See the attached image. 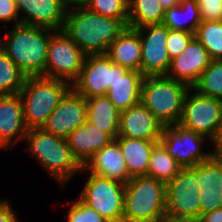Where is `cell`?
<instances>
[{
	"label": "cell",
	"instance_id": "cell-18",
	"mask_svg": "<svg viewBox=\"0 0 222 222\" xmlns=\"http://www.w3.org/2000/svg\"><path fill=\"white\" fill-rule=\"evenodd\" d=\"M27 130L19 94L0 95V148L25 140Z\"/></svg>",
	"mask_w": 222,
	"mask_h": 222
},
{
	"label": "cell",
	"instance_id": "cell-40",
	"mask_svg": "<svg viewBox=\"0 0 222 222\" xmlns=\"http://www.w3.org/2000/svg\"><path fill=\"white\" fill-rule=\"evenodd\" d=\"M212 146L214 148V154L220 155L222 153V121L216 138L214 139Z\"/></svg>",
	"mask_w": 222,
	"mask_h": 222
},
{
	"label": "cell",
	"instance_id": "cell-39",
	"mask_svg": "<svg viewBox=\"0 0 222 222\" xmlns=\"http://www.w3.org/2000/svg\"><path fill=\"white\" fill-rule=\"evenodd\" d=\"M200 218L203 222H222V208L206 212Z\"/></svg>",
	"mask_w": 222,
	"mask_h": 222
},
{
	"label": "cell",
	"instance_id": "cell-21",
	"mask_svg": "<svg viewBox=\"0 0 222 222\" xmlns=\"http://www.w3.org/2000/svg\"><path fill=\"white\" fill-rule=\"evenodd\" d=\"M68 146L78 161L84 165L97 151L108 145L114 139L86 121L67 138Z\"/></svg>",
	"mask_w": 222,
	"mask_h": 222
},
{
	"label": "cell",
	"instance_id": "cell-20",
	"mask_svg": "<svg viewBox=\"0 0 222 222\" xmlns=\"http://www.w3.org/2000/svg\"><path fill=\"white\" fill-rule=\"evenodd\" d=\"M144 75L139 71L127 70L118 65V77L110 85L106 96L120 110H126L141 101V87Z\"/></svg>",
	"mask_w": 222,
	"mask_h": 222
},
{
	"label": "cell",
	"instance_id": "cell-30",
	"mask_svg": "<svg viewBox=\"0 0 222 222\" xmlns=\"http://www.w3.org/2000/svg\"><path fill=\"white\" fill-rule=\"evenodd\" d=\"M192 88L201 95L222 100V60H211Z\"/></svg>",
	"mask_w": 222,
	"mask_h": 222
},
{
	"label": "cell",
	"instance_id": "cell-38",
	"mask_svg": "<svg viewBox=\"0 0 222 222\" xmlns=\"http://www.w3.org/2000/svg\"><path fill=\"white\" fill-rule=\"evenodd\" d=\"M11 203L5 200H0V222H20Z\"/></svg>",
	"mask_w": 222,
	"mask_h": 222
},
{
	"label": "cell",
	"instance_id": "cell-27",
	"mask_svg": "<svg viewBox=\"0 0 222 222\" xmlns=\"http://www.w3.org/2000/svg\"><path fill=\"white\" fill-rule=\"evenodd\" d=\"M182 169L161 142H158L152 149L147 176L155 178L167 184Z\"/></svg>",
	"mask_w": 222,
	"mask_h": 222
},
{
	"label": "cell",
	"instance_id": "cell-23",
	"mask_svg": "<svg viewBox=\"0 0 222 222\" xmlns=\"http://www.w3.org/2000/svg\"><path fill=\"white\" fill-rule=\"evenodd\" d=\"M123 154L129 176H147L150 155L153 147L160 141L137 138L116 137Z\"/></svg>",
	"mask_w": 222,
	"mask_h": 222
},
{
	"label": "cell",
	"instance_id": "cell-3",
	"mask_svg": "<svg viewBox=\"0 0 222 222\" xmlns=\"http://www.w3.org/2000/svg\"><path fill=\"white\" fill-rule=\"evenodd\" d=\"M25 141L28 143L25 150L32 154L62 188L66 187L65 184L70 178L83 171V165L73 155L67 139L48 133L42 128H32L27 130Z\"/></svg>",
	"mask_w": 222,
	"mask_h": 222
},
{
	"label": "cell",
	"instance_id": "cell-33",
	"mask_svg": "<svg viewBox=\"0 0 222 222\" xmlns=\"http://www.w3.org/2000/svg\"><path fill=\"white\" fill-rule=\"evenodd\" d=\"M67 222H107L80 198L69 206Z\"/></svg>",
	"mask_w": 222,
	"mask_h": 222
},
{
	"label": "cell",
	"instance_id": "cell-44",
	"mask_svg": "<svg viewBox=\"0 0 222 222\" xmlns=\"http://www.w3.org/2000/svg\"><path fill=\"white\" fill-rule=\"evenodd\" d=\"M159 222H178V221H171V220L164 219V220H161Z\"/></svg>",
	"mask_w": 222,
	"mask_h": 222
},
{
	"label": "cell",
	"instance_id": "cell-32",
	"mask_svg": "<svg viewBox=\"0 0 222 222\" xmlns=\"http://www.w3.org/2000/svg\"><path fill=\"white\" fill-rule=\"evenodd\" d=\"M85 7L102 16L120 20L128 27V0H89Z\"/></svg>",
	"mask_w": 222,
	"mask_h": 222
},
{
	"label": "cell",
	"instance_id": "cell-1",
	"mask_svg": "<svg viewBox=\"0 0 222 222\" xmlns=\"http://www.w3.org/2000/svg\"><path fill=\"white\" fill-rule=\"evenodd\" d=\"M126 28L120 21L90 11L85 6L66 10L63 31L86 55L106 54Z\"/></svg>",
	"mask_w": 222,
	"mask_h": 222
},
{
	"label": "cell",
	"instance_id": "cell-12",
	"mask_svg": "<svg viewBox=\"0 0 222 222\" xmlns=\"http://www.w3.org/2000/svg\"><path fill=\"white\" fill-rule=\"evenodd\" d=\"M141 41V73L144 76H166L171 58L167 49L169 29L163 24L136 28Z\"/></svg>",
	"mask_w": 222,
	"mask_h": 222
},
{
	"label": "cell",
	"instance_id": "cell-4",
	"mask_svg": "<svg viewBox=\"0 0 222 222\" xmlns=\"http://www.w3.org/2000/svg\"><path fill=\"white\" fill-rule=\"evenodd\" d=\"M166 219V184L149 176L132 177L124 190L123 222Z\"/></svg>",
	"mask_w": 222,
	"mask_h": 222
},
{
	"label": "cell",
	"instance_id": "cell-31",
	"mask_svg": "<svg viewBox=\"0 0 222 222\" xmlns=\"http://www.w3.org/2000/svg\"><path fill=\"white\" fill-rule=\"evenodd\" d=\"M26 76L18 66L1 50L0 52V95L18 94Z\"/></svg>",
	"mask_w": 222,
	"mask_h": 222
},
{
	"label": "cell",
	"instance_id": "cell-35",
	"mask_svg": "<svg viewBox=\"0 0 222 222\" xmlns=\"http://www.w3.org/2000/svg\"><path fill=\"white\" fill-rule=\"evenodd\" d=\"M200 217L206 212L222 208V189H200Z\"/></svg>",
	"mask_w": 222,
	"mask_h": 222
},
{
	"label": "cell",
	"instance_id": "cell-25",
	"mask_svg": "<svg viewBox=\"0 0 222 222\" xmlns=\"http://www.w3.org/2000/svg\"><path fill=\"white\" fill-rule=\"evenodd\" d=\"M201 22L202 20L197 2L195 0H181L180 5L165 9L162 24L170 30L185 31L195 34Z\"/></svg>",
	"mask_w": 222,
	"mask_h": 222
},
{
	"label": "cell",
	"instance_id": "cell-22",
	"mask_svg": "<svg viewBox=\"0 0 222 222\" xmlns=\"http://www.w3.org/2000/svg\"><path fill=\"white\" fill-rule=\"evenodd\" d=\"M106 55L114 64L120 65L127 70L141 72V41L138 31L126 27L112 42Z\"/></svg>",
	"mask_w": 222,
	"mask_h": 222
},
{
	"label": "cell",
	"instance_id": "cell-42",
	"mask_svg": "<svg viewBox=\"0 0 222 222\" xmlns=\"http://www.w3.org/2000/svg\"><path fill=\"white\" fill-rule=\"evenodd\" d=\"M162 8L165 10L167 8L175 7L180 5L181 0H159Z\"/></svg>",
	"mask_w": 222,
	"mask_h": 222
},
{
	"label": "cell",
	"instance_id": "cell-24",
	"mask_svg": "<svg viewBox=\"0 0 222 222\" xmlns=\"http://www.w3.org/2000/svg\"><path fill=\"white\" fill-rule=\"evenodd\" d=\"M87 121L113 139L118 136L120 125V110L106 95L86 99Z\"/></svg>",
	"mask_w": 222,
	"mask_h": 222
},
{
	"label": "cell",
	"instance_id": "cell-37",
	"mask_svg": "<svg viewBox=\"0 0 222 222\" xmlns=\"http://www.w3.org/2000/svg\"><path fill=\"white\" fill-rule=\"evenodd\" d=\"M17 3L13 0H0V21H15L13 25L20 24Z\"/></svg>",
	"mask_w": 222,
	"mask_h": 222
},
{
	"label": "cell",
	"instance_id": "cell-13",
	"mask_svg": "<svg viewBox=\"0 0 222 222\" xmlns=\"http://www.w3.org/2000/svg\"><path fill=\"white\" fill-rule=\"evenodd\" d=\"M118 77V65L106 54L86 55L80 76L72 87L84 98L106 95Z\"/></svg>",
	"mask_w": 222,
	"mask_h": 222
},
{
	"label": "cell",
	"instance_id": "cell-43",
	"mask_svg": "<svg viewBox=\"0 0 222 222\" xmlns=\"http://www.w3.org/2000/svg\"><path fill=\"white\" fill-rule=\"evenodd\" d=\"M178 222H203V220L199 218H186V219H181Z\"/></svg>",
	"mask_w": 222,
	"mask_h": 222
},
{
	"label": "cell",
	"instance_id": "cell-17",
	"mask_svg": "<svg viewBox=\"0 0 222 222\" xmlns=\"http://www.w3.org/2000/svg\"><path fill=\"white\" fill-rule=\"evenodd\" d=\"M20 24L62 30L67 8L61 0H20L17 3Z\"/></svg>",
	"mask_w": 222,
	"mask_h": 222
},
{
	"label": "cell",
	"instance_id": "cell-9",
	"mask_svg": "<svg viewBox=\"0 0 222 222\" xmlns=\"http://www.w3.org/2000/svg\"><path fill=\"white\" fill-rule=\"evenodd\" d=\"M86 54L61 30L55 31L48 41L44 77L67 81L78 79Z\"/></svg>",
	"mask_w": 222,
	"mask_h": 222
},
{
	"label": "cell",
	"instance_id": "cell-10",
	"mask_svg": "<svg viewBox=\"0 0 222 222\" xmlns=\"http://www.w3.org/2000/svg\"><path fill=\"white\" fill-rule=\"evenodd\" d=\"M194 180V167L182 168L166 184V219L179 221L200 217V192Z\"/></svg>",
	"mask_w": 222,
	"mask_h": 222
},
{
	"label": "cell",
	"instance_id": "cell-16",
	"mask_svg": "<svg viewBox=\"0 0 222 222\" xmlns=\"http://www.w3.org/2000/svg\"><path fill=\"white\" fill-rule=\"evenodd\" d=\"M164 125L140 102L120 112L117 137L160 141Z\"/></svg>",
	"mask_w": 222,
	"mask_h": 222
},
{
	"label": "cell",
	"instance_id": "cell-41",
	"mask_svg": "<svg viewBox=\"0 0 222 222\" xmlns=\"http://www.w3.org/2000/svg\"><path fill=\"white\" fill-rule=\"evenodd\" d=\"M62 4L67 8L85 6L89 0H61Z\"/></svg>",
	"mask_w": 222,
	"mask_h": 222
},
{
	"label": "cell",
	"instance_id": "cell-15",
	"mask_svg": "<svg viewBox=\"0 0 222 222\" xmlns=\"http://www.w3.org/2000/svg\"><path fill=\"white\" fill-rule=\"evenodd\" d=\"M211 58L202 44L193 38L185 50L171 59L166 77L180 81L192 88L203 71L209 66Z\"/></svg>",
	"mask_w": 222,
	"mask_h": 222
},
{
	"label": "cell",
	"instance_id": "cell-2",
	"mask_svg": "<svg viewBox=\"0 0 222 222\" xmlns=\"http://www.w3.org/2000/svg\"><path fill=\"white\" fill-rule=\"evenodd\" d=\"M55 30L25 24L13 25L1 38V50L26 77L43 76L48 41Z\"/></svg>",
	"mask_w": 222,
	"mask_h": 222
},
{
	"label": "cell",
	"instance_id": "cell-6",
	"mask_svg": "<svg viewBox=\"0 0 222 222\" xmlns=\"http://www.w3.org/2000/svg\"><path fill=\"white\" fill-rule=\"evenodd\" d=\"M190 87L166 76H145L141 87V103L164 125L179 124L183 101Z\"/></svg>",
	"mask_w": 222,
	"mask_h": 222
},
{
	"label": "cell",
	"instance_id": "cell-8",
	"mask_svg": "<svg viewBox=\"0 0 222 222\" xmlns=\"http://www.w3.org/2000/svg\"><path fill=\"white\" fill-rule=\"evenodd\" d=\"M86 181L79 198L107 222H123L125 185L94 173Z\"/></svg>",
	"mask_w": 222,
	"mask_h": 222
},
{
	"label": "cell",
	"instance_id": "cell-11",
	"mask_svg": "<svg viewBox=\"0 0 222 222\" xmlns=\"http://www.w3.org/2000/svg\"><path fill=\"white\" fill-rule=\"evenodd\" d=\"M206 137L181 127L179 124L164 126L160 142L182 168H192L209 160L214 151L204 152Z\"/></svg>",
	"mask_w": 222,
	"mask_h": 222
},
{
	"label": "cell",
	"instance_id": "cell-29",
	"mask_svg": "<svg viewBox=\"0 0 222 222\" xmlns=\"http://www.w3.org/2000/svg\"><path fill=\"white\" fill-rule=\"evenodd\" d=\"M194 180L199 189H222V157L213 155L194 166Z\"/></svg>",
	"mask_w": 222,
	"mask_h": 222
},
{
	"label": "cell",
	"instance_id": "cell-19",
	"mask_svg": "<svg viewBox=\"0 0 222 222\" xmlns=\"http://www.w3.org/2000/svg\"><path fill=\"white\" fill-rule=\"evenodd\" d=\"M82 170L84 172L88 170L90 173L109 178L124 185L131 179L116 139L95 152L83 165Z\"/></svg>",
	"mask_w": 222,
	"mask_h": 222
},
{
	"label": "cell",
	"instance_id": "cell-14",
	"mask_svg": "<svg viewBox=\"0 0 222 222\" xmlns=\"http://www.w3.org/2000/svg\"><path fill=\"white\" fill-rule=\"evenodd\" d=\"M86 114V98L71 87L47 118L42 129L66 139L80 125L87 121Z\"/></svg>",
	"mask_w": 222,
	"mask_h": 222
},
{
	"label": "cell",
	"instance_id": "cell-28",
	"mask_svg": "<svg viewBox=\"0 0 222 222\" xmlns=\"http://www.w3.org/2000/svg\"><path fill=\"white\" fill-rule=\"evenodd\" d=\"M194 38L206 49L211 60H222V20L202 21Z\"/></svg>",
	"mask_w": 222,
	"mask_h": 222
},
{
	"label": "cell",
	"instance_id": "cell-7",
	"mask_svg": "<svg viewBox=\"0 0 222 222\" xmlns=\"http://www.w3.org/2000/svg\"><path fill=\"white\" fill-rule=\"evenodd\" d=\"M194 91V94L191 92ZM191 93V94H190ZM222 121V100L199 94L190 88L183 101L179 125L211 140L216 138Z\"/></svg>",
	"mask_w": 222,
	"mask_h": 222
},
{
	"label": "cell",
	"instance_id": "cell-34",
	"mask_svg": "<svg viewBox=\"0 0 222 222\" xmlns=\"http://www.w3.org/2000/svg\"><path fill=\"white\" fill-rule=\"evenodd\" d=\"M193 38V33L169 29L167 49L170 58L173 59L182 53Z\"/></svg>",
	"mask_w": 222,
	"mask_h": 222
},
{
	"label": "cell",
	"instance_id": "cell-36",
	"mask_svg": "<svg viewBox=\"0 0 222 222\" xmlns=\"http://www.w3.org/2000/svg\"><path fill=\"white\" fill-rule=\"evenodd\" d=\"M199 6L202 21L222 20V0H195Z\"/></svg>",
	"mask_w": 222,
	"mask_h": 222
},
{
	"label": "cell",
	"instance_id": "cell-26",
	"mask_svg": "<svg viewBox=\"0 0 222 222\" xmlns=\"http://www.w3.org/2000/svg\"><path fill=\"white\" fill-rule=\"evenodd\" d=\"M164 12L159 0H128V27L162 24Z\"/></svg>",
	"mask_w": 222,
	"mask_h": 222
},
{
	"label": "cell",
	"instance_id": "cell-5",
	"mask_svg": "<svg viewBox=\"0 0 222 222\" xmlns=\"http://www.w3.org/2000/svg\"><path fill=\"white\" fill-rule=\"evenodd\" d=\"M71 87L70 83L60 79L44 76L26 77L18 94L22 100L27 128H42Z\"/></svg>",
	"mask_w": 222,
	"mask_h": 222
}]
</instances>
